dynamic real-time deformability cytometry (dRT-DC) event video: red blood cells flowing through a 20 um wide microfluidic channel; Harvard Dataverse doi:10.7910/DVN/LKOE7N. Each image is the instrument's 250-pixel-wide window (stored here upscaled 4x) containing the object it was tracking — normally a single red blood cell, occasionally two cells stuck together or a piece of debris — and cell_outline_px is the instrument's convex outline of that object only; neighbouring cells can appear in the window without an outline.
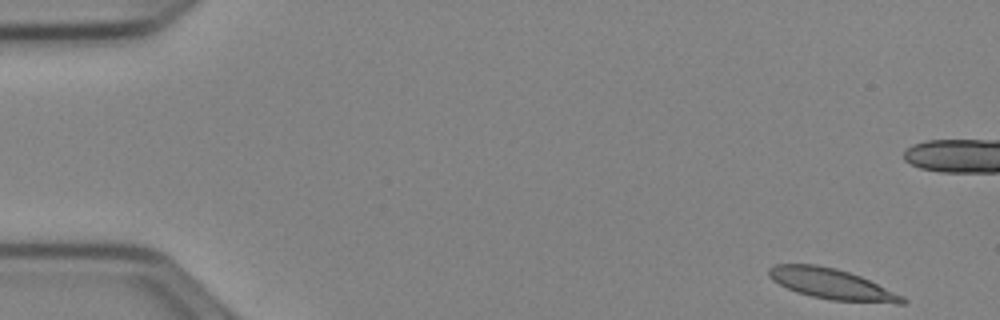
{"species": "Egyptian fruit bat (a non-hibernating species)", "species_latin": "Rousettus aegyptiacus", "temperature_condition": "cold", "stored_images_in_passage": 51, "camera_frame_rate_fps": 3000, "um_per_image_px": 0.085, "animal": {"sex": "female"}, "frame": {"image": 1, "passage_image": 1, "time_ms": 0.0, "image_size_px": [1000, 320], "cell_outline_px": [[908, 300], [904, 304], [896, 304], [832, 300], [812, 296], [796, 292], [772, 280], [768, 276], [768, 268], [776, 264], [816, 264], [836, 268], [860, 276], [904, 296]], "centroid_in_image_um": [70.72, 24.14], "position_along_channel_um": 14.3, "area_um2": 23.81}}
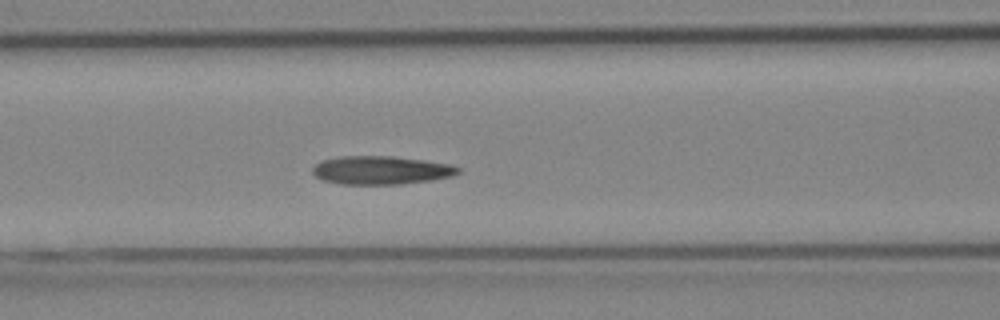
{"frame": {"image": 2, "passage_image": 20, "time_ms": 6.333, "image_size_px": [1000, 320], "cell_outline_px": [[460, 172], [452, 176], [432, 180], [400, 184], [340, 184], [320, 180], [312, 172], [312, 168], [320, 160], [340, 156], [392, 156], [424, 160], [448, 164], [460, 168]], "centroid_in_image_um": [32.35, 14.47], "position_along_channel_um": 134.3, "area_um2": 24.16}}
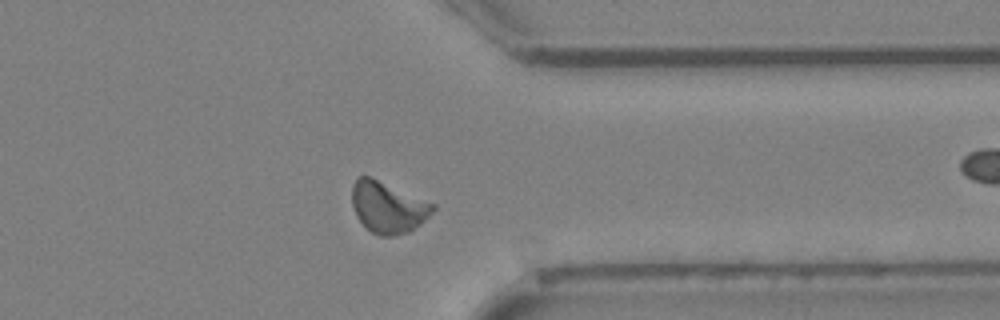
{"frame": {"image": 3, "passage_image": 39, "time_ms": 12.667, "image_size_px": [1000, 320], "cell_outline_px": [[436, 208], [420, 224], [408, 232], [392, 236], [380, 236], [372, 232], [356, 216], [352, 204], [352, 184], [356, 176], [368, 176], [436, 204]], "centroid_in_image_um": [32.96, 17.61], "position_along_channel_um": 378.4, "area_um2": 23.93}, "authors_computed_cell_mechanics": {"area_um2": 23.2934, "velocity_mm_per_s": 3.9156, "shape_relaxation_time_tau1_ms": null, "shape_relaxation_time_tau2_ms": 2.0551, "deformation_change_tau1": null, "deformation_change_tau2": 0.0707}}